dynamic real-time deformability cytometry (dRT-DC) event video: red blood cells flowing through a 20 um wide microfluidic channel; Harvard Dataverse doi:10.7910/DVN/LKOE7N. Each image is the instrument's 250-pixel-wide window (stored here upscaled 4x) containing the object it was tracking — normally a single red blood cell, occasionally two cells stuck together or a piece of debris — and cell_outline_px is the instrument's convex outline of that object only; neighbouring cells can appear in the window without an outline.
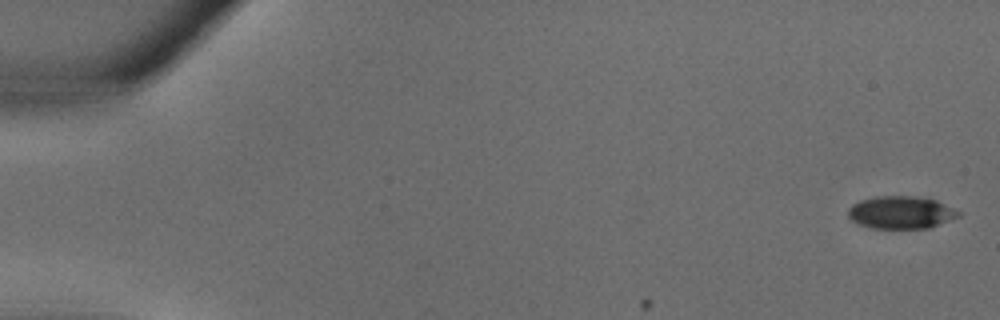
{"species": "common noctule bat (a hibernating species)", "species_latin": "Nyctalus noctula", "temperature_condition": "warm", "stored_images_in_passage": 3, "camera_frame_rate_fps": 3000, "um_per_image_px": 0.085, "animal": {"sex": "male", "body_mass_g": 18.8}, "frame": {"image": 1, "passage_image": 1, "time_ms": 0.0, "image_size_px": [1000, 320], "cell_outline_px": [[960, 216], [928, 228], [872, 228], [860, 224], [852, 220], [848, 216], [848, 208], [852, 204], [860, 200], [876, 196], [912, 196], [936, 200], [960, 212]], "centroid_in_image_um": [76.55, 18.05], "position_along_channel_um": 8.5, "area_um2": 20.75}}